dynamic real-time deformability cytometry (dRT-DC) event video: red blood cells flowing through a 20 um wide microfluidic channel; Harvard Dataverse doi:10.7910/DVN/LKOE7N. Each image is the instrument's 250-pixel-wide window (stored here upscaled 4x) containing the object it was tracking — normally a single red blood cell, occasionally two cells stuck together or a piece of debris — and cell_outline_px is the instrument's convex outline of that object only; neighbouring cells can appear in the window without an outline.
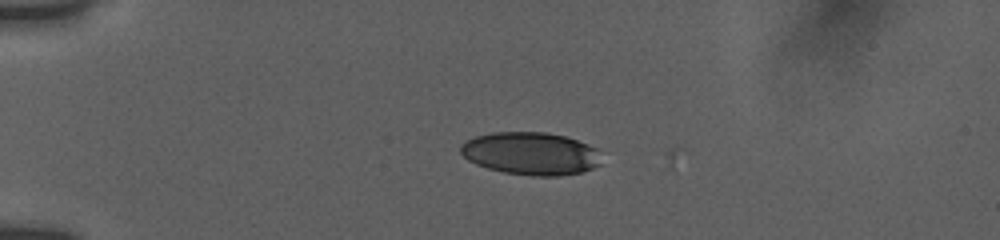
{"species": "human", "species_latin": "Homo sapiens", "temperature_condition": "room temperature", "stored_images_in_passage": 29, "camera_frame_rate_fps": 3000, "um_per_image_px": 0.085, "donor": {"sex": "female"}, "frame": {"image": 1, "passage_image": 5, "time_ms": 1.0, "image_size_px": [1000, 240], "cell_outline_px": [[600, 164], [592, 168], [580, 172], [560, 176], [532, 176], [504, 172], [488, 168], [476, 164], [468, 160], [460, 152], [460, 144], [476, 136], [492, 132], [544, 132], [564, 136], [588, 144], [596, 148]], "centroid_in_image_um": [45.08, 13.05], "position_along_channel_um": 39.9, "area_um2": 34.85}}
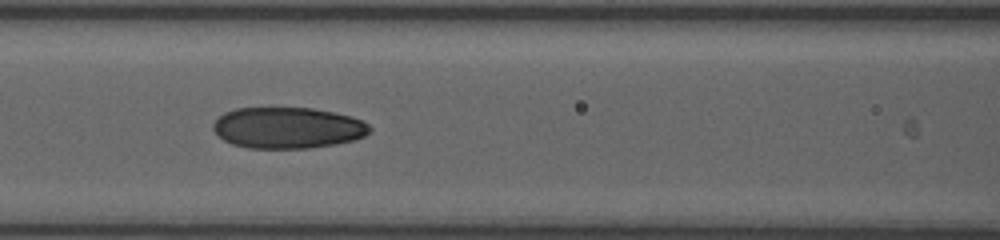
{"frame": {"image": 2, "passage_image": 21, "time_ms": 5.0, "image_size_px": [1000, 240], "cell_outline_px": [[372, 132], [356, 140], [336, 144], [308, 148], [248, 148], [232, 144], [224, 140], [212, 128], [212, 124], [224, 112], [236, 108], [312, 108], [352, 116], [368, 124], [372, 128]], "centroid_in_image_um": [24.48, 10.87], "position_along_channel_um": 142.1, "area_um2": 37.69}}
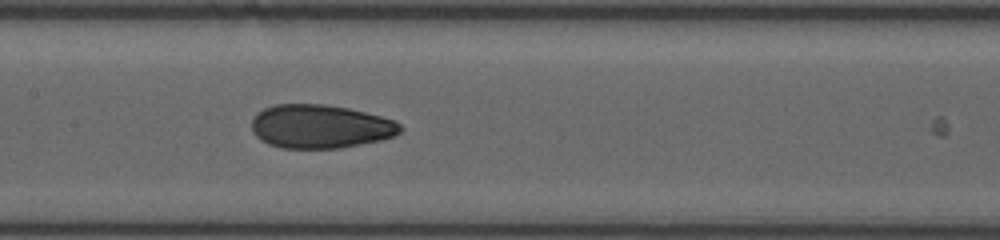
{"frame": {"image": 3, "passage_image": 25, "time_ms": 6.0, "image_size_px": [1000, 240], "cell_outline_px": [[404, 128], [400, 132], [392, 136], [380, 140], [340, 148], [280, 148], [268, 144], [260, 140], [252, 132], [252, 120], [256, 112], [264, 108], [276, 104], [324, 104], [348, 108], [396, 120]], "centroid_in_image_um": [27.2, 10.75], "position_along_channel_um": 180.2, "area_um2": 37.92}}